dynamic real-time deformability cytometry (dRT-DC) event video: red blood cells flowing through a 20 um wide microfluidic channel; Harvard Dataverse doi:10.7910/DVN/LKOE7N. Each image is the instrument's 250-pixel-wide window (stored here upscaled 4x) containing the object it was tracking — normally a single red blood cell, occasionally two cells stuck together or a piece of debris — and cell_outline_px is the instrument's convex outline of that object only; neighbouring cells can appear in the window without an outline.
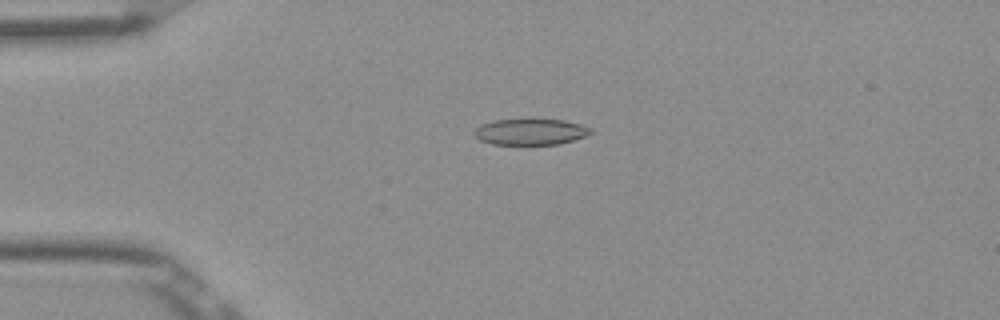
{"species": "Egyptian fruit bat (a non-hibernating species)", "species_latin": "Rousettus aegyptiacus", "temperature_condition": "room temperature", "stored_images_in_passage": 53, "camera_frame_rate_fps": 3000, "um_per_image_px": 0.085, "frame": {"image": 1, "passage_image": 13, "time_ms": 4.0, "image_size_px": [1000, 320], "cell_outline_px": [[592, 132], [588, 136], [560, 144], [492, 144], [480, 140], [472, 132], [480, 124], [496, 120], [564, 120], [580, 124], [592, 128]], "centroid_in_image_um": [45.12, 11.21], "position_along_channel_um": 39.9, "area_um2": 17.63}}
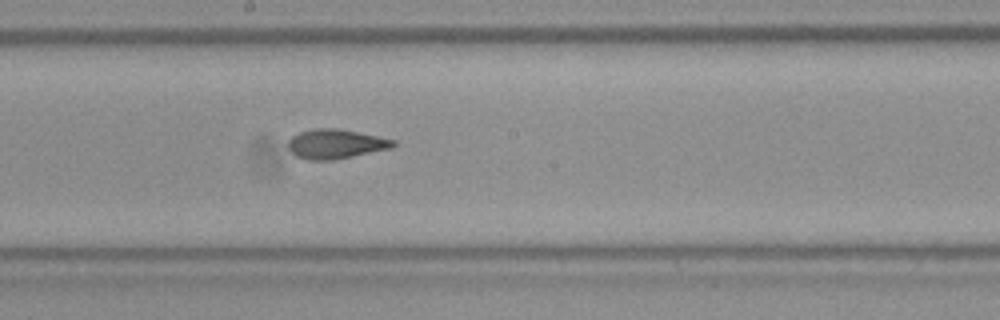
{"frame": {"image": 2, "passage_image": 29, "time_ms": 9.333, "image_size_px": [1000, 320], "cell_outline_px": [[396, 144], [392, 148], [332, 160], [308, 160], [296, 156], [288, 148], [288, 140], [292, 136], [300, 132], [312, 128], [336, 128], [396, 140]], "centroid_in_image_um": [28.51, 12.23], "position_along_channel_um": 219.7, "area_um2": 17.92}}
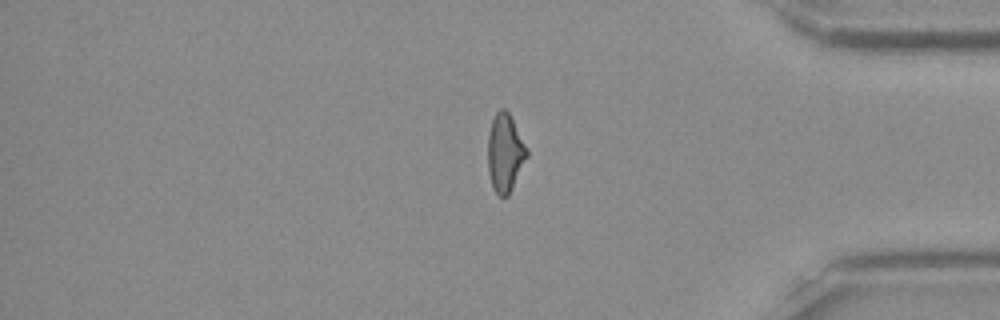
{"frame": {"image": 3, "passage_image": 44, "time_ms": 14.333, "image_size_px": [1000, 320], "cell_outline_px": [[528, 156], [508, 196], [500, 196], [492, 188], [488, 172], [488, 136], [492, 120], [496, 112], [500, 108], [504, 108], [508, 112], [528, 148]], "centroid_in_image_um": [42.93, 13.0], "position_along_channel_um": 392.3, "area_um2": 17.74}, "authors_computed_cell_mechanics": {"area_um2": 17.918, "velocity_mm_per_s": 3.9157, "shape_relaxation_time_tau1_ms": 8.3811, "shape_relaxation_time_tau2_ms": 1.3579, "deformation_change_tau1": 0.2298, "deformation_change_tau2": 0.0942}}